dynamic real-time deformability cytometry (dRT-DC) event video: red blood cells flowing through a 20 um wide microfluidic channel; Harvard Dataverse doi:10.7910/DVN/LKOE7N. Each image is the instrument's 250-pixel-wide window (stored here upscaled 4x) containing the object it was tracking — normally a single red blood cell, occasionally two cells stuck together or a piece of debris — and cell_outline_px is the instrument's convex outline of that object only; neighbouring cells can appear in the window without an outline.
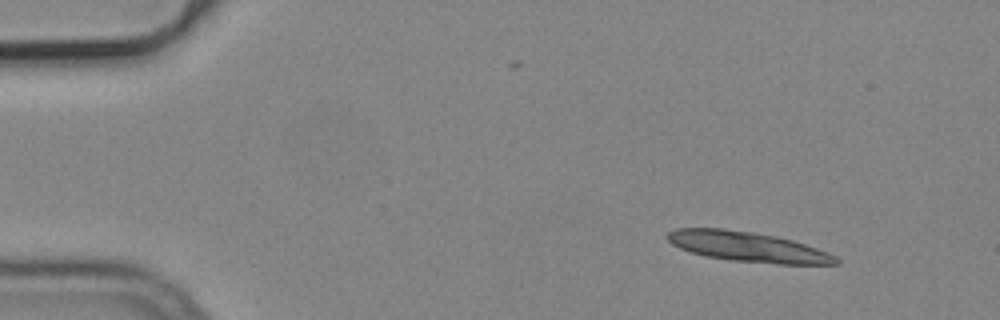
{"species": "common noctule bat (a hibernating species)", "species_latin": "Nyctalus noctula", "temperature_condition": "cold", "stored_images_in_passage": 5, "segment_of_instrument_passage": [1, 2], "camera_frame_rate_fps": 3000, "um_per_image_px": 0.085, "animal": {"sex": "male", "body_mass_g": 19.2, "forearm_length_mm": 51.8}, "frame": {"image": 1, "passage_image": 1, "time_ms": 0.0, "image_size_px": [1000, 320], "cell_outline_px": [[840, 264], [780, 264], [732, 260], [704, 256], [680, 248], [672, 244], [664, 236], [668, 232], [676, 228], [724, 228], [752, 232], [776, 236], [792, 240], [828, 252], [836, 256], [840, 260]], "centroid_in_image_um": [63.55, 20.97], "position_along_channel_um": 21.5, "area_um2": 29.42}}